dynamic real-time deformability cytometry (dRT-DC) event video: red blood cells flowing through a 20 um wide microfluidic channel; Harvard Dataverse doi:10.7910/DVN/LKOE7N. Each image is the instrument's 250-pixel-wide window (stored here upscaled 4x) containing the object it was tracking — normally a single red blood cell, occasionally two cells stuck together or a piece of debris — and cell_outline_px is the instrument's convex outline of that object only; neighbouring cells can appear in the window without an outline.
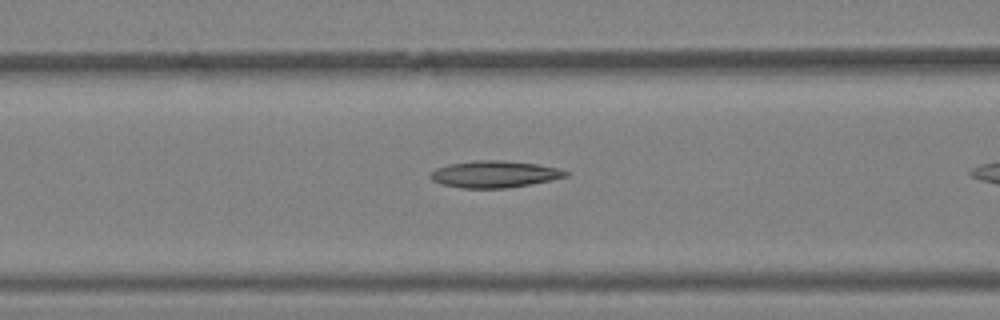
{"species": "Egyptian fruit bat (a non-hibernating species)", "species_latin": "Rousettus aegyptiacus", "temperature_condition": "warm", "stored_images_in_passage": 12, "camera_frame_rate_fps": 3000, "um_per_image_px": 0.085, "animal": {"sex": "female"}, "frame": {"image": 1, "passage_image": 6, "time_ms": 1.667, "image_size_px": [1000, 320], "cell_outline_px": [[572, 172], [568, 176], [552, 180], [532, 184], [508, 188], [460, 188], [440, 184], [432, 180], [428, 176], [436, 168], [448, 164], [476, 160], [500, 160], [536, 164], [556, 168]], "centroid_in_image_um": [42.03, 14.81], "position_along_channel_um": 124.6, "area_um2": 21.27}}